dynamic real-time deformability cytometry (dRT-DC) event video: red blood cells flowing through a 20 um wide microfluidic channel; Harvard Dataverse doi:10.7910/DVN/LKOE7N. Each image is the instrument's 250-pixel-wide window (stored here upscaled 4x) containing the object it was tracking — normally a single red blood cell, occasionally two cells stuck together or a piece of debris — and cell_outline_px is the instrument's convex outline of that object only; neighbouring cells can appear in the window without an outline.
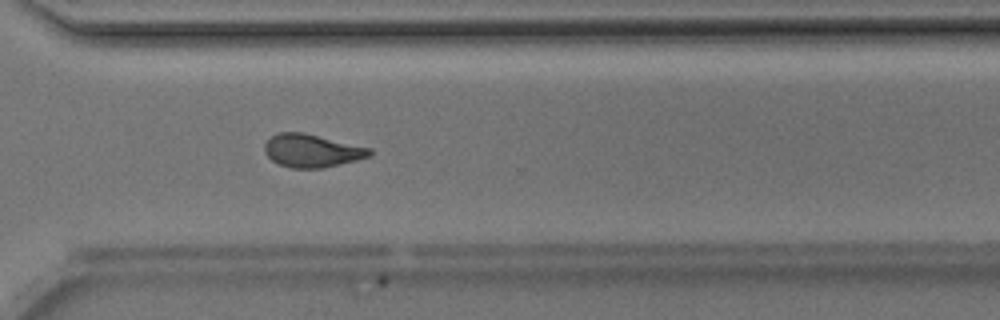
{"species": "Egyptian fruit bat (a non-hibernating species)", "species_latin": "Rousettus aegyptiacus", "temperature_condition": "room temperature", "stored_images_in_passage": 47, "camera_frame_rate_fps": 3000, "um_per_image_px": 0.085, "animal": {"sex": "male"}, "frame": {"image": 1, "passage_image": 34, "time_ms": 11.0, "image_size_px": [1000, 320], "cell_outline_px": [[372, 156], [324, 168], [292, 168], [276, 164], [264, 152], [264, 144], [276, 132], [304, 132], [372, 148]], "centroid_in_image_um": [26.51, 12.81], "position_along_channel_um": 344.1, "area_um2": 20.46}, "authors_computed_cell_mechanics": {"area_um2": 20.7502, "velocity_mm_per_s": 4.2145, "shape_relaxation_time_tau1_ms": 3.7253, "shape_relaxation_time_tau2_ms": 1.8256, "deformation_change_tau1": 0.1291, "deformation_change_tau2": 0.0871}}